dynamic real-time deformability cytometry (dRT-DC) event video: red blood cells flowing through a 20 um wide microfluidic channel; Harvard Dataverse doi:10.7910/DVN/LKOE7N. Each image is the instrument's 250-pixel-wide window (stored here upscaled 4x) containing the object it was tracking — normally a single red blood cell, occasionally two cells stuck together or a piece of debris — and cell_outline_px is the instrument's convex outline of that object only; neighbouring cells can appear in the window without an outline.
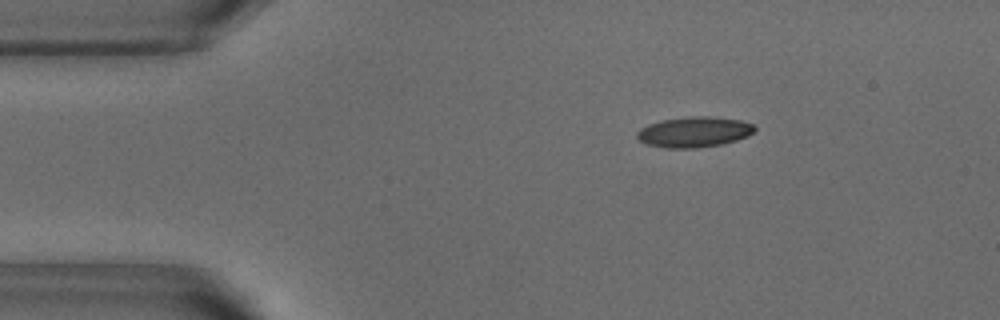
{"species": "common noctule bat (a hibernating species)", "species_latin": "Nyctalus noctula", "temperature_condition": "warm", "stored_images_in_passage": 45, "camera_frame_rate_fps": 3000, "um_per_image_px": 0.085, "animal": {"sex": "male", "body_mass_g": 18.8}, "frame": {"image": 1, "passage_image": 1, "time_ms": 0.0, "image_size_px": [1000, 320], "cell_outline_px": [[756, 128], [748, 136], [736, 140], [720, 144], [696, 148], [664, 148], [644, 144], [636, 136], [636, 132], [640, 128], [648, 124], [664, 120], [688, 116], [716, 116], [740, 120], [756, 124]], "centroid_in_image_um": [59.0, 11.21], "position_along_channel_um": 26.0, "area_um2": 21.1}}
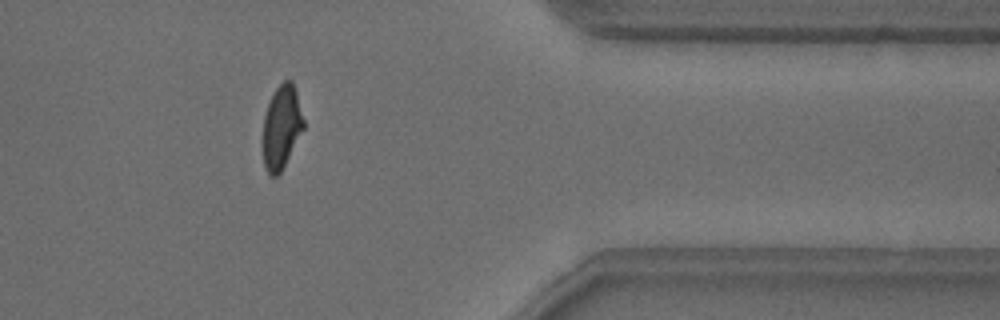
{"frame": {"image": 2, "passage_image": 35, "time_ms": 11.333, "image_size_px": [1000, 320], "cell_outline_px": [[304, 128], [280, 172], [276, 176], [272, 176], [268, 172], [264, 164], [264, 116], [268, 104], [276, 88], [284, 80], [292, 80], [296, 92], [304, 120]], "centroid_in_image_um": [23.94, 10.77], "position_along_channel_um": 387.5, "area_um2": 19.19}}
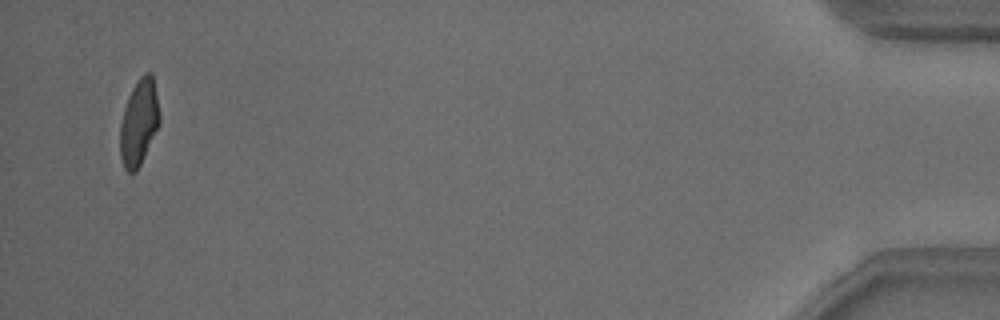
{"frame": {"image": 3, "passage_image": 43, "time_ms": 14.0, "image_size_px": [1000, 320], "cell_outline_px": [[160, 124], [136, 172], [128, 172], [124, 168], [120, 156], [120, 124], [124, 108], [128, 96], [132, 88], [140, 76], [144, 72], [152, 72], [160, 112]], "centroid_in_image_um": [11.81, 10.38], "position_along_channel_um": 423.4, "area_um2": 19.88}, "authors_computed_cell_mechanics": {"area_um2": 20.8658, "velocity_mm_per_s": 3.8397, "shape_relaxation_time_tau1_ms": 3.8014, "shape_relaxation_time_tau2_ms": 0.9471, "deformation_change_tau1": 0.1454, "deformation_change_tau2": 0.0737}}